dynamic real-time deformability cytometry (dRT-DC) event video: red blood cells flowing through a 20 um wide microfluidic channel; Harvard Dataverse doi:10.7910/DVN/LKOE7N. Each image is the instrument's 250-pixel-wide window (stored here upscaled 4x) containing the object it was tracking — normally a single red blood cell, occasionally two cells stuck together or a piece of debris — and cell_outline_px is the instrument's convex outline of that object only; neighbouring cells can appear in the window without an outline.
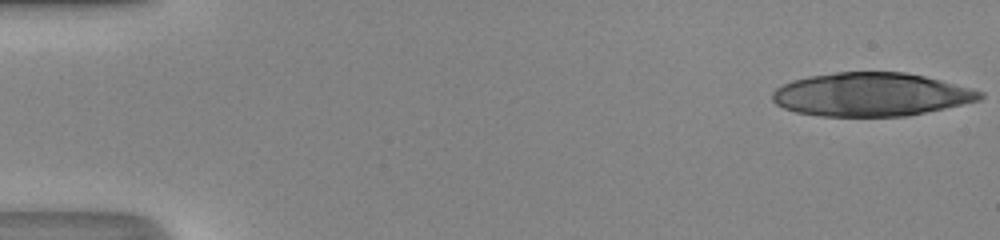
{"species": "human", "species_latin": "Homo sapiens", "temperature_condition": "room temperature", "stored_images_in_passage": 12, "camera_frame_rate_fps": 3000, "um_per_image_px": 0.085, "donor": {"sex": "male"}, "frame": {"image": 1, "passage_image": 1, "time_ms": 0.0, "image_size_px": [1000, 240], "cell_outline_px": [[984, 96], [980, 100], [908, 116], [820, 116], [796, 112], [784, 108], [776, 104], [772, 100], [772, 92], [776, 88], [792, 80], [808, 76], [836, 72], [904, 72], [924, 76], [972, 88], [984, 92]], "centroid_in_image_um": [74.03, 8.03], "position_along_channel_um": 11.0, "area_um2": 52.54}}